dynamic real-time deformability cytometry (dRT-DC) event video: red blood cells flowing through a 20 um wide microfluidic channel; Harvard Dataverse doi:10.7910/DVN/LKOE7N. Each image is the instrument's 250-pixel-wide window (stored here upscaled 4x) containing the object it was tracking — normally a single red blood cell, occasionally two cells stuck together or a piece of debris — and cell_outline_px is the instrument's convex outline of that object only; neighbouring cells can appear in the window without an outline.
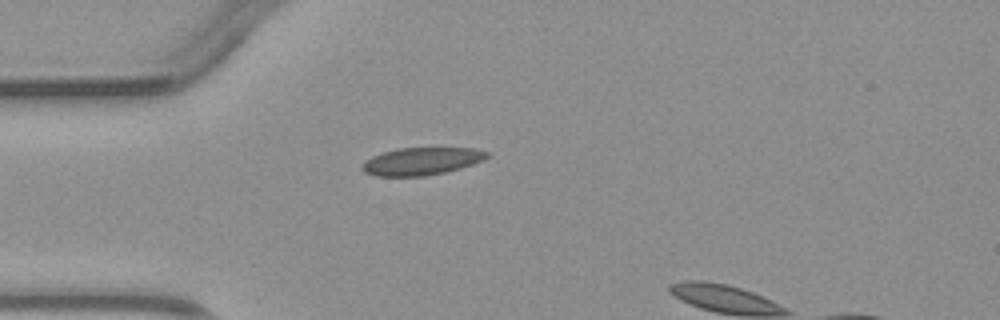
{"species": "common noctule bat (a hibernating species)", "species_latin": "Nyctalus noctula", "temperature_condition": "warm", "stored_images_in_passage": 2, "camera_frame_rate_fps": 3000, "um_per_image_px": 0.085, "animal": {"sex": "male", "body_mass_g": 23.1, "forearm_length_mm": 52.7}, "frame": {"image": 1, "passage_image": 1, "time_ms": 0.0, "image_size_px": [1000, 320], "cell_outline_px": [[488, 156], [472, 164], [460, 168], [444, 172], [424, 176], [376, 176], [364, 172], [360, 168], [360, 164], [372, 156], [396, 148], [472, 148], [488, 152]], "centroid_in_image_um": [35.75, 13.71], "position_along_channel_um": 49.2, "area_um2": 19.88}}